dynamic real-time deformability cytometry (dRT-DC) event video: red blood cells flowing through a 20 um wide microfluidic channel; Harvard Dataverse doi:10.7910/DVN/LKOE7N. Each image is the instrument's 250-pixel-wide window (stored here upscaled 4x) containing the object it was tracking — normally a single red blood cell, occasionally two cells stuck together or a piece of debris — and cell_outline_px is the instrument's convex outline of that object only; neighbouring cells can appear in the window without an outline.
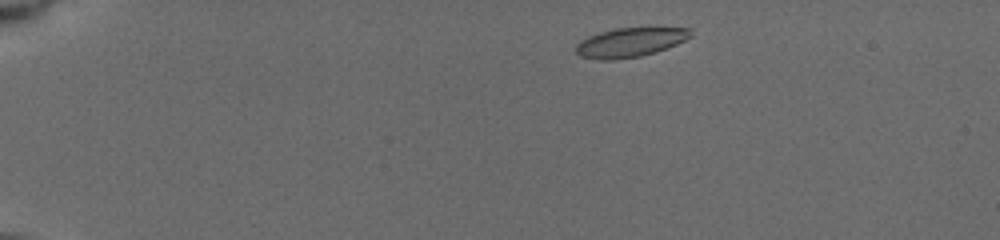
{"species": "common noctule bat (a hibernating species)", "species_latin": "Nyctalus noctula", "temperature_condition": "cold", "stored_images_in_passage": 5, "camera_frame_rate_fps": 3000, "um_per_image_px": 0.085, "animal": {"sex": "female", "body_mass_g": 19.5, "forearm_length_mm": 54.1}, "frame": {"image": 1, "passage_image": 1, "time_ms": 0.0, "image_size_px": [1000, 240], "cell_outline_px": [[692, 36], [676, 44], [656, 52], [640, 56], [616, 60], [596, 60], [580, 56], [576, 52], [576, 44], [580, 40], [588, 36], [600, 32], [616, 28], [692, 28]], "centroid_in_image_um": [53.53, 3.61], "position_along_channel_um": 31.5, "area_um2": 19.59}}
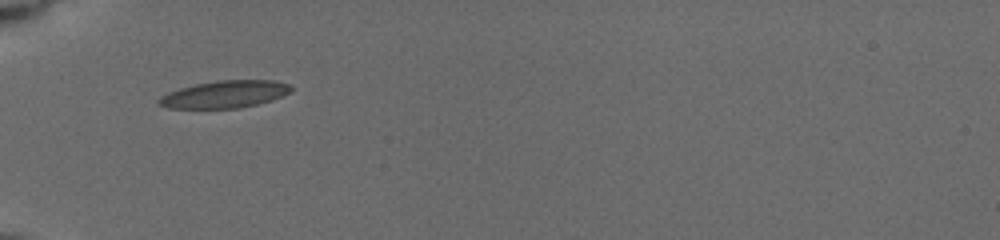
{"frame": {"image": 2, "passage_image": 4, "time_ms": 3.0, "image_size_px": [1000, 240], "cell_outline_px": [[296, 88], [292, 92], [272, 100], [240, 108], [168, 108], [156, 104], [156, 100], [160, 96], [168, 92], [180, 88], [196, 84], [216, 80], [272, 80], [288, 84]], "centroid_in_image_um": [19.1, 8.01], "position_along_channel_um": 65.9, "area_um2": 21.21}}
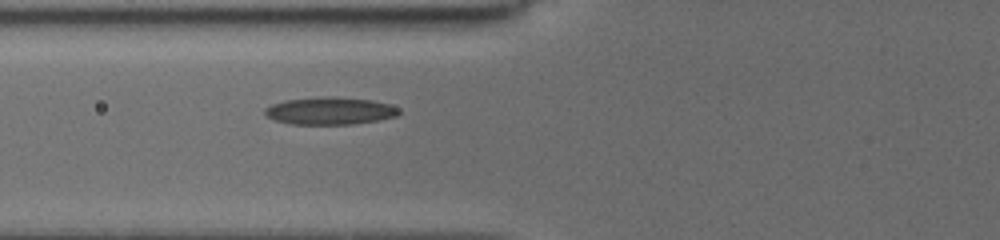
{"frame": {"image": 3, "passage_image": 5, "time_ms": 4.0, "image_size_px": [1000, 240], "cell_outline_px": [[400, 112], [396, 116], [380, 120], [352, 124], [292, 124], [276, 120], [268, 116], [264, 112], [264, 108], [272, 104], [284, 100], [320, 96], [332, 96], [372, 100], [388, 104], [400, 108]], "centroid_in_image_um": [28.06, 9.41], "position_along_channel_um": 97.7, "area_um2": 21.5}}